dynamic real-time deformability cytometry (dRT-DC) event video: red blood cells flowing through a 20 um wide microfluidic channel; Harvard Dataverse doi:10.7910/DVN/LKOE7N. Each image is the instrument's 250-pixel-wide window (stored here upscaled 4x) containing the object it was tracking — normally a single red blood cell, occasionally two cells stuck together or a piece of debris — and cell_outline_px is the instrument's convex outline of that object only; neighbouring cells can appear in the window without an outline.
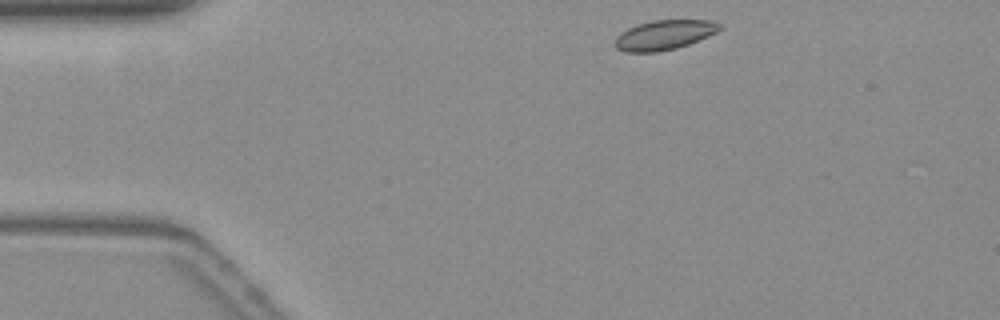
{"species": "common noctule bat (a hibernating species)", "species_latin": "Nyctalus noctula", "temperature_condition": "warm", "stored_images_in_passage": 46, "camera_frame_rate_fps": 3000, "um_per_image_px": 0.085, "animal": {"sex": "female", "body_mass_g": 19.3, "forearm_length_mm": 54.1}, "frame": {"image": 1, "passage_image": 1, "time_ms": 0.0, "image_size_px": [1000, 320], "cell_outline_px": [[720, 28], [716, 32], [708, 36], [688, 44], [676, 48], [656, 52], [624, 52], [616, 48], [616, 36], [620, 32], [636, 24], [652, 20], [712, 20], [720, 24]], "centroid_in_image_um": [56.43, 2.96], "position_along_channel_um": 28.6, "area_um2": 18.03}}
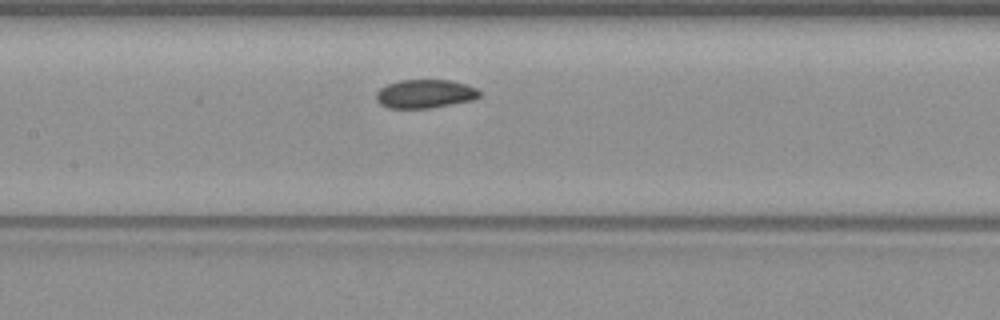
{"frame": {"image": 2, "passage_image": 17, "time_ms": 5.333, "image_size_px": [1000, 320], "cell_outline_px": [[480, 96], [472, 100], [428, 108], [388, 108], [380, 104], [376, 100], [376, 92], [380, 88], [388, 84], [400, 80], [452, 80], [468, 84], [476, 88], [480, 92]], "centroid_in_image_um": [36.12, 7.96], "position_along_channel_um": 171.3, "area_um2": 17.22}}
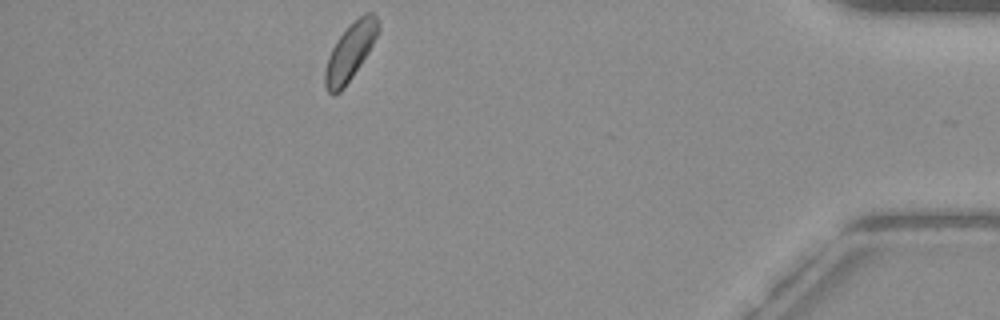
{"frame": {"image": 3, "passage_image": 40, "time_ms": 13.0, "image_size_px": [1000, 320], "cell_outline_px": [[380, 28], [368, 52], [344, 88], [340, 92], [332, 96], [328, 92], [324, 84], [324, 72], [328, 56], [336, 40], [364, 12], [372, 12], [376, 16], [380, 24]], "centroid_in_image_um": [29.75, 4.43], "position_along_channel_um": 405.5, "area_um2": 17.34}}